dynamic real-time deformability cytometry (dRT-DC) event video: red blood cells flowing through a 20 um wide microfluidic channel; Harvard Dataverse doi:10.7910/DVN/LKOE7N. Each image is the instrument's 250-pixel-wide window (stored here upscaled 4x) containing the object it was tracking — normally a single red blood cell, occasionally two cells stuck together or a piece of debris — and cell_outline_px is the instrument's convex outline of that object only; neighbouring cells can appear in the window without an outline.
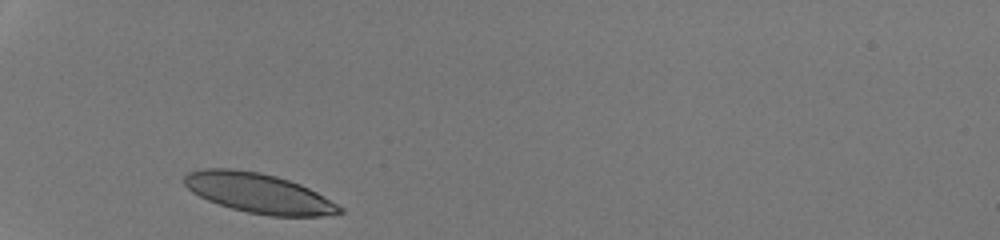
{"species": "human", "species_latin": "Homo sapiens", "temperature_condition": "room temperature", "stored_images_in_passage": 27, "camera_frame_rate_fps": 3000, "um_per_image_px": 0.085, "donor": {"sex": "male"}, "frame": {"image": 1, "passage_image": 1, "time_ms": 0.0, "image_size_px": [1000, 240], "cell_outline_px": [[344, 212], [320, 216], [268, 216], [248, 212], [232, 208], [208, 200], [192, 192], [184, 184], [184, 176], [188, 172], [204, 168], [232, 168], [260, 172], [276, 176], [300, 184], [316, 192], [344, 208]], "centroid_in_image_um": [21.97, 16.41], "position_along_channel_um": 63.0, "area_um2": 35.78}}
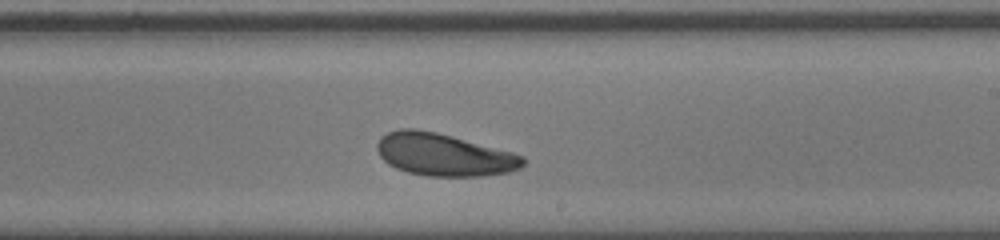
{"frame": {"image": 2, "passage_image": 16, "time_ms": 5.0, "image_size_px": [1000, 240], "cell_outline_px": [[524, 164], [520, 168], [508, 172], [480, 176], [424, 176], [408, 172], [396, 168], [388, 164], [380, 156], [376, 148], [376, 144], [380, 136], [388, 132], [400, 128], [416, 128], [436, 132], [512, 152], [524, 156]], "centroid_in_image_um": [37.69, 13.14], "position_along_channel_um": 251.3, "area_um2": 36.07}}
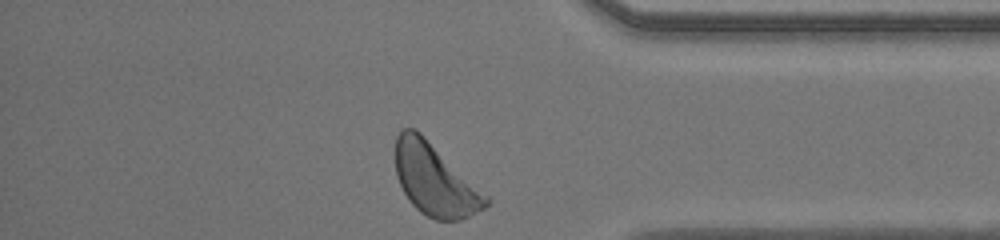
{"frame": {"image": 3, "passage_image": 27, "time_ms": 8.667, "image_size_px": [1000, 240], "cell_outline_px": [[492, 200], [484, 208], [460, 220], [436, 220], [420, 212], [408, 200], [396, 176], [396, 136], [400, 128], [412, 128], [420, 132], [488, 196]], "centroid_in_image_um": [36.95, 15.28], "position_along_channel_um": 398.3, "area_um2": 37.45}, "authors_computed_cell_mechanics": {"area_um2": 35.9516, "velocity_mm_per_s": 4.2106, "shape_relaxation_time_tau1_ms": 2.9032, "shape_relaxation_time_tau2_ms": null, "deformation_change_tau1": 0.1171, "deformation_change_tau2": null}}